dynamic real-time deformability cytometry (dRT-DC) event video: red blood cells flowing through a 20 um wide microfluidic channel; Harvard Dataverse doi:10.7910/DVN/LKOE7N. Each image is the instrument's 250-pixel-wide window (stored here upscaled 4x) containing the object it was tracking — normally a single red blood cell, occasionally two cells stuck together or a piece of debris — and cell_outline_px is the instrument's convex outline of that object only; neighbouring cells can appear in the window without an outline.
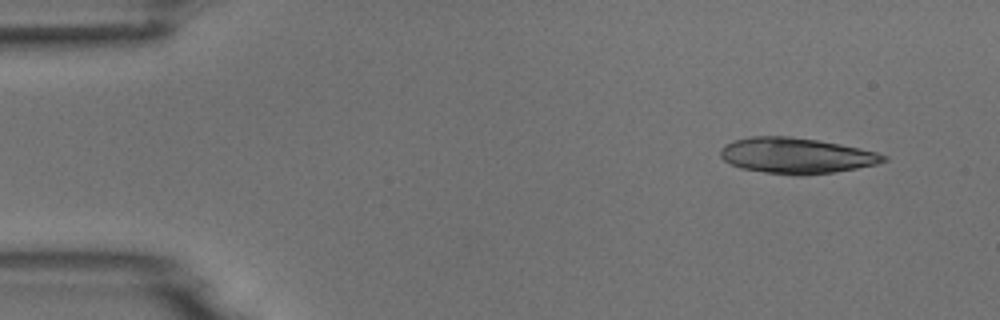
{"species": "common noctule bat (a hibernating species)", "species_latin": "Nyctalus noctula", "temperature_condition": "room temperature", "stored_images_in_passage": 4, "camera_frame_rate_fps": 3000, "um_per_image_px": 0.085, "animal": {"sex": "male", "body_mass_g": 18.8}, "frame": {"image": 1, "passage_image": 1, "time_ms": 0.0, "image_size_px": [1000, 320], "cell_outline_px": [[888, 160], [876, 164], [856, 168], [832, 172], [796, 176], [764, 172], [740, 168], [724, 160], [720, 156], [720, 148], [724, 144], [732, 140], [748, 136], [788, 136], [816, 140], [840, 144], [860, 148], [876, 152], [888, 156]], "centroid_in_image_um": [67.64, 13.22], "position_along_channel_um": 17.4, "area_um2": 33.99}}